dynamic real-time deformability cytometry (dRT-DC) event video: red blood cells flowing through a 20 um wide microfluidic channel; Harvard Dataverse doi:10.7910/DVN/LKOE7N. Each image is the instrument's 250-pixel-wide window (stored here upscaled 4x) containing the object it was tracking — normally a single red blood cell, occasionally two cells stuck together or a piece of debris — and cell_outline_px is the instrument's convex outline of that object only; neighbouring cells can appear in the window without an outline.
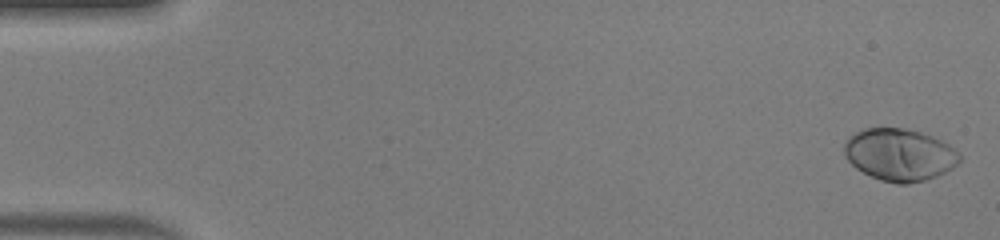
{"species": "human", "species_latin": "Homo sapiens", "temperature_condition": "warm", "stored_images_in_passage": 49, "camera_frame_rate_fps": 3000, "um_per_image_px": 0.085, "donor": {"sex": "male"}, "frame": {"image": 1, "passage_image": 1, "time_ms": 0.0, "image_size_px": [1000, 240], "cell_outline_px": [[960, 160], [952, 168], [936, 176], [924, 180], [908, 184], [896, 184], [880, 180], [856, 168], [844, 156], [844, 140], [848, 136], [864, 128], [904, 128], [920, 132], [932, 136], [948, 144], [960, 156]], "centroid_in_image_um": [76.41, 13.14], "position_along_channel_um": 8.6, "area_um2": 34.97}}
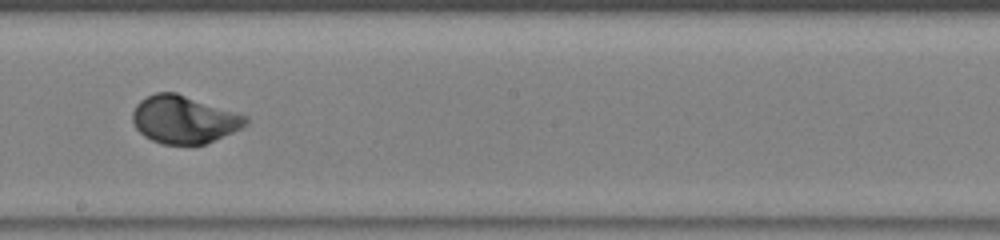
{"frame": {"image": 2, "passage_image": 28, "time_ms": 9.0, "image_size_px": [1000, 240], "cell_outline_px": [[248, 124], [232, 132], [204, 144], [164, 144], [152, 140], [144, 136], [136, 128], [132, 120], [132, 112], [136, 104], [140, 100], [156, 92], [176, 92], [248, 116]], "centroid_in_image_um": [15.62, 10.15], "position_along_channel_um": 232.6, "area_um2": 31.27}}
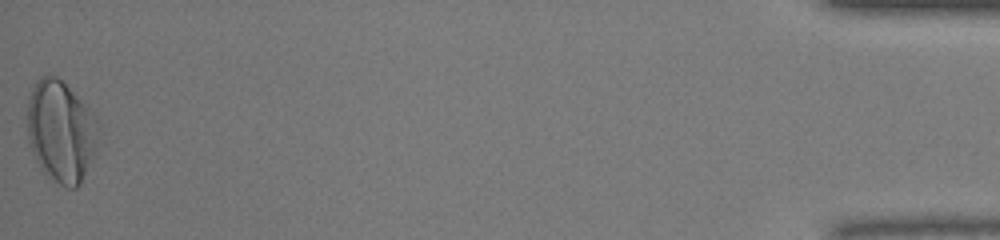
{"frame": {"image": 3, "passage_image": 49, "time_ms": 16.0, "image_size_px": [1000, 240], "cell_outline_px": [[96, 136], [92, 152], [80, 184], [76, 188], [68, 188], [60, 184], [44, 172], [36, 160], [28, 136], [28, 100], [32, 88], [36, 80], [40, 76], [56, 76], [72, 92], [96, 120]], "centroid_in_image_um": [5.11, 11.15], "position_along_channel_um": 430.1, "area_um2": 40.17}, "authors_computed_cell_mechanics": {"area_um2": 31.3854, "velocity_mm_per_s": 4.2042, "shape_relaxation_time_tau1_ms": 3.1367, "shape_relaxation_time_tau2_ms": null, "deformation_change_tau1": 0.1829, "deformation_change_tau2": null}}